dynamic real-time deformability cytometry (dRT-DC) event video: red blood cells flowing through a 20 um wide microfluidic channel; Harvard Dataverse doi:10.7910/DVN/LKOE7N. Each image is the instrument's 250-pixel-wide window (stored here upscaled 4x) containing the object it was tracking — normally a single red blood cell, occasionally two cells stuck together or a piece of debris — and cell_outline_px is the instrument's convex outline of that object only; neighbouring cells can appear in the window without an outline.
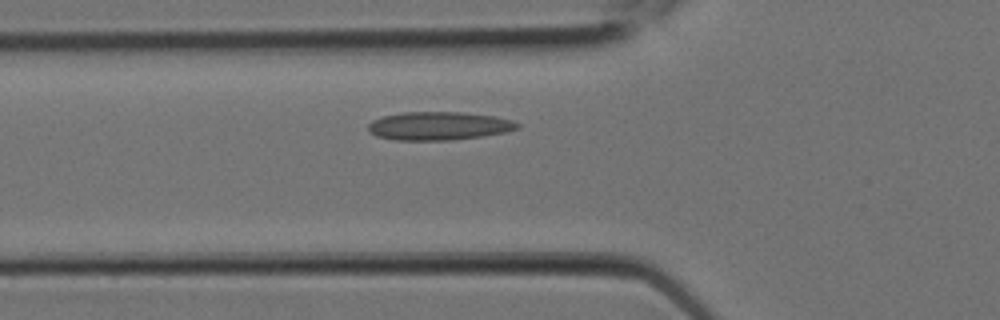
{"species": "Egyptian fruit bat (a non-hibernating species)", "species_latin": "Rousettus aegyptiacus", "temperature_condition": "room temperature", "stored_images_in_passage": 5, "camera_frame_rate_fps": 3000, "um_per_image_px": 0.085, "animal": {"sex": "female"}, "frame": {"image": 1, "passage_image": 5, "time_ms": 1.333, "image_size_px": [1000, 320], "cell_outline_px": [[520, 128], [504, 132], [484, 136], [452, 140], [396, 140], [376, 136], [368, 132], [368, 124], [372, 120], [384, 116], [404, 112], [464, 112], [492, 116], [512, 120], [520, 124]], "centroid_in_image_um": [37.29, 10.71], "position_along_channel_um": 88.5, "area_um2": 24.68}}